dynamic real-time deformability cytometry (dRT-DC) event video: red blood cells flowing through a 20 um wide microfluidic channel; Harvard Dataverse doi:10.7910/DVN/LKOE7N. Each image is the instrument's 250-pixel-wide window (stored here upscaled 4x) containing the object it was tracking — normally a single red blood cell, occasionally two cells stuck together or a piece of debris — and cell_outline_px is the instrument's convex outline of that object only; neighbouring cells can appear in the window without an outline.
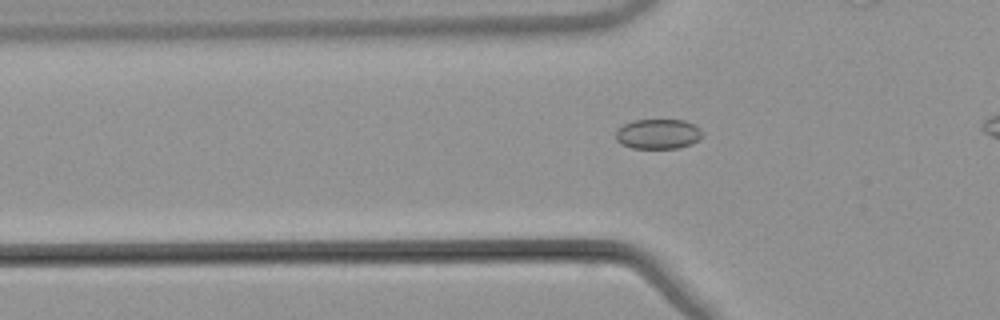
{"species": "common noctule bat (a hibernating species)", "species_latin": "Nyctalus noctula", "temperature_condition": "warm", "stored_images_in_passage": 43, "camera_frame_rate_fps": 3000, "um_per_image_px": 0.085, "animal": {"sex": "male", "body_mass_g": 21.5, "forearm_length_mm": 52.0}, "frame": {"image": 1, "passage_image": 15, "time_ms": 4.667, "image_size_px": [1000, 320], "cell_outline_px": [[700, 136], [692, 144], [676, 148], [632, 148], [616, 140], [616, 128], [632, 120], [684, 120], [700, 128]], "centroid_in_image_um": [55.89, 11.38], "position_along_channel_um": 69.9, "area_um2": 14.91}}
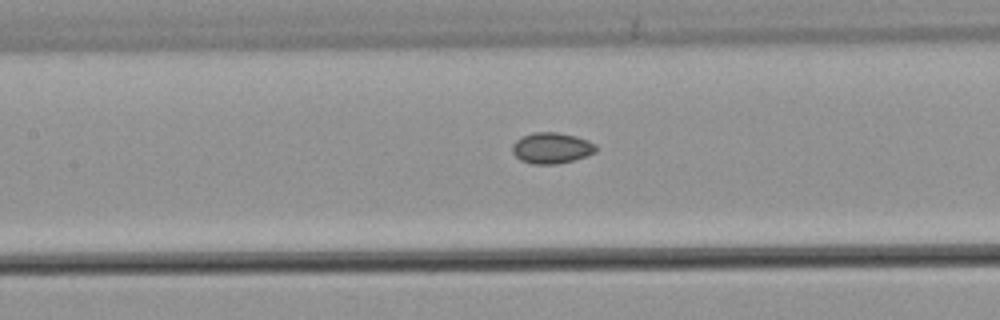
{"frame": {"image": 2, "passage_image": 22, "time_ms": 7.0, "image_size_px": [1000, 320], "cell_outline_px": [[596, 152], [572, 160], [556, 164], [532, 164], [520, 160], [512, 152], [512, 144], [516, 140], [532, 132], [556, 132], [576, 136], [588, 140], [596, 144]], "centroid_in_image_um": [46.87, 12.57], "position_along_channel_um": 160.5, "area_um2": 15.03}}
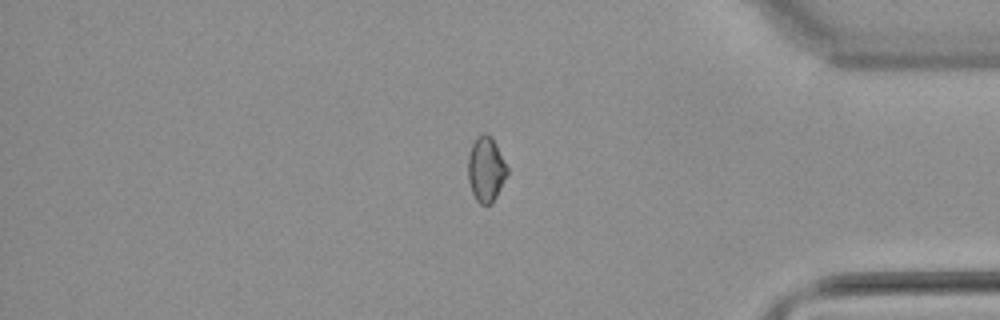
{"frame": {"image": 3, "passage_image": 42, "time_ms": 13.667, "image_size_px": [1000, 320], "cell_outline_px": [[508, 172], [496, 196], [488, 204], [480, 204], [476, 200], [472, 192], [468, 180], [468, 156], [472, 144], [476, 136], [480, 132], [484, 132], [492, 136], [508, 168]], "centroid_in_image_um": [41.29, 14.33], "position_along_channel_um": 393.9, "area_um2": 14.8}}